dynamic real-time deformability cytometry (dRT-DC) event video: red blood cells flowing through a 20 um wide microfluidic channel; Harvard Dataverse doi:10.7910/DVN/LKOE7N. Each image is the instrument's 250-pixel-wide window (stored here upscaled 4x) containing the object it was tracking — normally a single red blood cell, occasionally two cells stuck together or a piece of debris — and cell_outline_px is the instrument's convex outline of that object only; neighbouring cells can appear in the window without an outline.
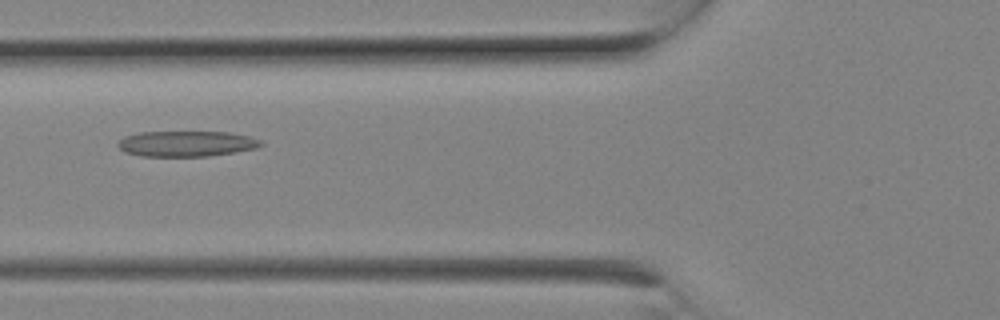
{"species": "Egyptian fruit bat (a non-hibernating species)", "species_latin": "Rousettus aegyptiacus", "temperature_condition": "room temperature", "stored_images_in_passage": 4, "camera_frame_rate_fps": 3000, "um_per_image_px": 0.085, "animal": {"sex": "female"}, "frame": {"image": 1, "passage_image": 2, "time_ms": 0.333, "image_size_px": [1000, 320], "cell_outline_px": [[264, 144], [256, 148], [236, 152], [208, 156], [140, 156], [124, 152], [116, 144], [124, 136], [140, 132], [228, 132], [248, 136], [260, 140]], "centroid_in_image_um": [15.83, 12.21], "position_along_channel_um": 110.0, "area_um2": 21.33}}
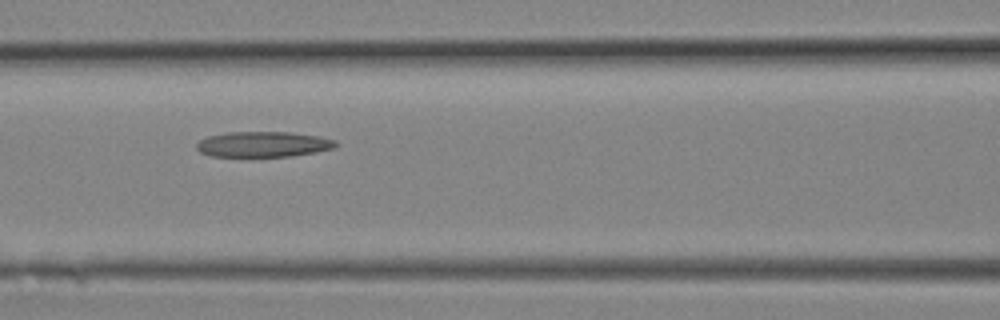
{"frame": {"image": 2, "passage_image": 3, "time_ms": 0.667, "image_size_px": [1000, 320], "cell_outline_px": [[340, 144], [336, 148], [316, 152], [292, 156], [212, 156], [200, 152], [196, 148], [196, 144], [200, 140], [208, 136], [228, 132], [288, 132], [320, 136], [336, 140]], "centroid_in_image_um": [22.43, 12.26], "position_along_channel_um": 144.2, "area_um2": 20.75}}
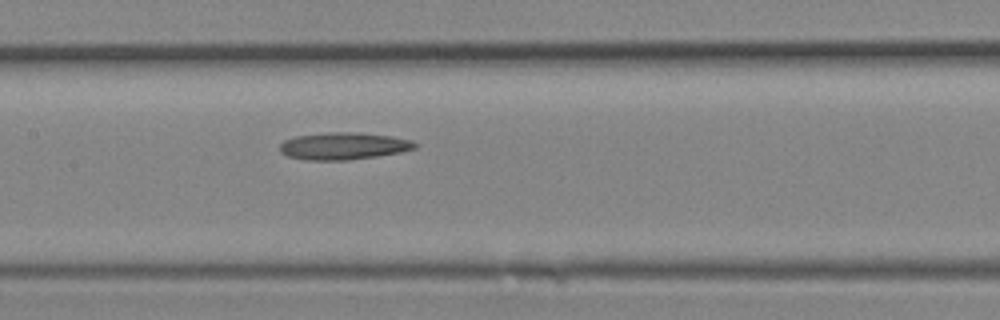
{"frame": {"image": 3, "passage_image": 4, "time_ms": 1.0, "image_size_px": [1000, 320], "cell_outline_px": [[420, 144], [416, 148], [400, 152], [376, 156], [348, 160], [304, 160], [288, 156], [280, 152], [280, 144], [284, 140], [296, 136], [328, 132], [356, 132], [392, 136], [412, 140]], "centroid_in_image_um": [29.21, 12.41], "position_along_channel_um": 178.2, "area_um2": 21.5}}